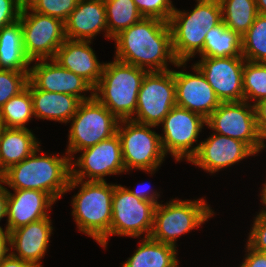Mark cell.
Returning <instances> with one entry per match:
<instances>
[{
	"label": "cell",
	"mask_w": 266,
	"mask_h": 267,
	"mask_svg": "<svg viewBox=\"0 0 266 267\" xmlns=\"http://www.w3.org/2000/svg\"><path fill=\"white\" fill-rule=\"evenodd\" d=\"M104 2L109 39H113L121 31L143 18L133 0H104Z\"/></svg>",
	"instance_id": "30"
},
{
	"label": "cell",
	"mask_w": 266,
	"mask_h": 267,
	"mask_svg": "<svg viewBox=\"0 0 266 267\" xmlns=\"http://www.w3.org/2000/svg\"><path fill=\"white\" fill-rule=\"evenodd\" d=\"M8 246L10 247L9 231L0 228V262L10 254Z\"/></svg>",
	"instance_id": "41"
},
{
	"label": "cell",
	"mask_w": 266,
	"mask_h": 267,
	"mask_svg": "<svg viewBox=\"0 0 266 267\" xmlns=\"http://www.w3.org/2000/svg\"><path fill=\"white\" fill-rule=\"evenodd\" d=\"M34 116L30 81L18 95L10 98L0 108V126L4 128H27L25 124Z\"/></svg>",
	"instance_id": "29"
},
{
	"label": "cell",
	"mask_w": 266,
	"mask_h": 267,
	"mask_svg": "<svg viewBox=\"0 0 266 267\" xmlns=\"http://www.w3.org/2000/svg\"><path fill=\"white\" fill-rule=\"evenodd\" d=\"M31 61L23 49L20 20L0 30V69L30 71Z\"/></svg>",
	"instance_id": "26"
},
{
	"label": "cell",
	"mask_w": 266,
	"mask_h": 267,
	"mask_svg": "<svg viewBox=\"0 0 266 267\" xmlns=\"http://www.w3.org/2000/svg\"><path fill=\"white\" fill-rule=\"evenodd\" d=\"M64 25L68 40L92 41L102 30L108 38L104 0H79Z\"/></svg>",
	"instance_id": "21"
},
{
	"label": "cell",
	"mask_w": 266,
	"mask_h": 267,
	"mask_svg": "<svg viewBox=\"0 0 266 267\" xmlns=\"http://www.w3.org/2000/svg\"><path fill=\"white\" fill-rule=\"evenodd\" d=\"M244 101L254 100L253 106L266 99V63L246 61L243 69Z\"/></svg>",
	"instance_id": "32"
},
{
	"label": "cell",
	"mask_w": 266,
	"mask_h": 267,
	"mask_svg": "<svg viewBox=\"0 0 266 267\" xmlns=\"http://www.w3.org/2000/svg\"><path fill=\"white\" fill-rule=\"evenodd\" d=\"M0 179V221L7 216V188H5ZM0 228H2L0 226Z\"/></svg>",
	"instance_id": "43"
},
{
	"label": "cell",
	"mask_w": 266,
	"mask_h": 267,
	"mask_svg": "<svg viewBox=\"0 0 266 267\" xmlns=\"http://www.w3.org/2000/svg\"><path fill=\"white\" fill-rule=\"evenodd\" d=\"M113 39L116 43L114 59L148 72L170 70L167 62L177 67L186 65L176 60L169 24L160 19L143 17Z\"/></svg>",
	"instance_id": "1"
},
{
	"label": "cell",
	"mask_w": 266,
	"mask_h": 267,
	"mask_svg": "<svg viewBox=\"0 0 266 267\" xmlns=\"http://www.w3.org/2000/svg\"><path fill=\"white\" fill-rule=\"evenodd\" d=\"M206 126L246 143L256 154L266 147L258 133L255 107L247 101L221 102L206 119Z\"/></svg>",
	"instance_id": "12"
},
{
	"label": "cell",
	"mask_w": 266,
	"mask_h": 267,
	"mask_svg": "<svg viewBox=\"0 0 266 267\" xmlns=\"http://www.w3.org/2000/svg\"><path fill=\"white\" fill-rule=\"evenodd\" d=\"M156 204L135 197L128 188L114 184L111 235L150 237Z\"/></svg>",
	"instance_id": "11"
},
{
	"label": "cell",
	"mask_w": 266,
	"mask_h": 267,
	"mask_svg": "<svg viewBox=\"0 0 266 267\" xmlns=\"http://www.w3.org/2000/svg\"><path fill=\"white\" fill-rule=\"evenodd\" d=\"M79 0H39L31 9L37 13L61 19L65 22Z\"/></svg>",
	"instance_id": "34"
},
{
	"label": "cell",
	"mask_w": 266,
	"mask_h": 267,
	"mask_svg": "<svg viewBox=\"0 0 266 267\" xmlns=\"http://www.w3.org/2000/svg\"><path fill=\"white\" fill-rule=\"evenodd\" d=\"M31 11L28 13V11ZM23 49L31 61L54 59L66 40L65 25L61 19L43 15L30 9L21 10Z\"/></svg>",
	"instance_id": "9"
},
{
	"label": "cell",
	"mask_w": 266,
	"mask_h": 267,
	"mask_svg": "<svg viewBox=\"0 0 266 267\" xmlns=\"http://www.w3.org/2000/svg\"><path fill=\"white\" fill-rule=\"evenodd\" d=\"M12 194L7 189V225L11 232L16 228L31 222L47 218L48 209L55 200L47 193L39 190H14Z\"/></svg>",
	"instance_id": "20"
},
{
	"label": "cell",
	"mask_w": 266,
	"mask_h": 267,
	"mask_svg": "<svg viewBox=\"0 0 266 267\" xmlns=\"http://www.w3.org/2000/svg\"><path fill=\"white\" fill-rule=\"evenodd\" d=\"M163 125V136L160 135L162 149L176 161L183 158L187 161L197 153L199 145L197 138L202 131L206 119L185 108L174 106L160 123Z\"/></svg>",
	"instance_id": "13"
},
{
	"label": "cell",
	"mask_w": 266,
	"mask_h": 267,
	"mask_svg": "<svg viewBox=\"0 0 266 267\" xmlns=\"http://www.w3.org/2000/svg\"><path fill=\"white\" fill-rule=\"evenodd\" d=\"M145 18H157L168 22L174 11L171 0H133Z\"/></svg>",
	"instance_id": "35"
},
{
	"label": "cell",
	"mask_w": 266,
	"mask_h": 267,
	"mask_svg": "<svg viewBox=\"0 0 266 267\" xmlns=\"http://www.w3.org/2000/svg\"><path fill=\"white\" fill-rule=\"evenodd\" d=\"M192 68L196 74L184 72V70L180 72L172 70L175 80L176 106L207 119L221 102L200 69L195 65Z\"/></svg>",
	"instance_id": "16"
},
{
	"label": "cell",
	"mask_w": 266,
	"mask_h": 267,
	"mask_svg": "<svg viewBox=\"0 0 266 267\" xmlns=\"http://www.w3.org/2000/svg\"><path fill=\"white\" fill-rule=\"evenodd\" d=\"M219 1L222 8V21L226 27L242 37L258 15L256 0Z\"/></svg>",
	"instance_id": "28"
},
{
	"label": "cell",
	"mask_w": 266,
	"mask_h": 267,
	"mask_svg": "<svg viewBox=\"0 0 266 267\" xmlns=\"http://www.w3.org/2000/svg\"><path fill=\"white\" fill-rule=\"evenodd\" d=\"M201 57H242V37L221 21L211 28L204 40Z\"/></svg>",
	"instance_id": "27"
},
{
	"label": "cell",
	"mask_w": 266,
	"mask_h": 267,
	"mask_svg": "<svg viewBox=\"0 0 266 267\" xmlns=\"http://www.w3.org/2000/svg\"><path fill=\"white\" fill-rule=\"evenodd\" d=\"M148 71L114 59L104 63L94 97L117 119L131 120L136 112L138 92Z\"/></svg>",
	"instance_id": "5"
},
{
	"label": "cell",
	"mask_w": 266,
	"mask_h": 267,
	"mask_svg": "<svg viewBox=\"0 0 266 267\" xmlns=\"http://www.w3.org/2000/svg\"><path fill=\"white\" fill-rule=\"evenodd\" d=\"M256 124L259 136L265 144L266 139V99L257 102L255 105Z\"/></svg>",
	"instance_id": "38"
},
{
	"label": "cell",
	"mask_w": 266,
	"mask_h": 267,
	"mask_svg": "<svg viewBox=\"0 0 266 267\" xmlns=\"http://www.w3.org/2000/svg\"><path fill=\"white\" fill-rule=\"evenodd\" d=\"M81 185L72 200V215L80 232L107 247L112 220L114 184L96 181L69 180L66 191Z\"/></svg>",
	"instance_id": "3"
},
{
	"label": "cell",
	"mask_w": 266,
	"mask_h": 267,
	"mask_svg": "<svg viewBox=\"0 0 266 267\" xmlns=\"http://www.w3.org/2000/svg\"><path fill=\"white\" fill-rule=\"evenodd\" d=\"M20 12L17 0H0V30L19 20Z\"/></svg>",
	"instance_id": "37"
},
{
	"label": "cell",
	"mask_w": 266,
	"mask_h": 267,
	"mask_svg": "<svg viewBox=\"0 0 266 267\" xmlns=\"http://www.w3.org/2000/svg\"><path fill=\"white\" fill-rule=\"evenodd\" d=\"M261 202L266 205V183L264 184L261 192Z\"/></svg>",
	"instance_id": "46"
},
{
	"label": "cell",
	"mask_w": 266,
	"mask_h": 267,
	"mask_svg": "<svg viewBox=\"0 0 266 267\" xmlns=\"http://www.w3.org/2000/svg\"><path fill=\"white\" fill-rule=\"evenodd\" d=\"M36 61L37 63L30 67L29 81L37 89L70 94L82 101L94 97V87L83 77L65 69L54 59H50L51 63H48L47 59ZM86 91H91L90 97L81 95Z\"/></svg>",
	"instance_id": "18"
},
{
	"label": "cell",
	"mask_w": 266,
	"mask_h": 267,
	"mask_svg": "<svg viewBox=\"0 0 266 267\" xmlns=\"http://www.w3.org/2000/svg\"><path fill=\"white\" fill-rule=\"evenodd\" d=\"M0 267H34L31 263L9 254L0 262Z\"/></svg>",
	"instance_id": "42"
},
{
	"label": "cell",
	"mask_w": 266,
	"mask_h": 267,
	"mask_svg": "<svg viewBox=\"0 0 266 267\" xmlns=\"http://www.w3.org/2000/svg\"><path fill=\"white\" fill-rule=\"evenodd\" d=\"M71 120L66 151L71 161L74 153L115 135L120 121L95 97L82 101Z\"/></svg>",
	"instance_id": "7"
},
{
	"label": "cell",
	"mask_w": 266,
	"mask_h": 267,
	"mask_svg": "<svg viewBox=\"0 0 266 267\" xmlns=\"http://www.w3.org/2000/svg\"><path fill=\"white\" fill-rule=\"evenodd\" d=\"M29 72L0 69V108L27 87Z\"/></svg>",
	"instance_id": "33"
},
{
	"label": "cell",
	"mask_w": 266,
	"mask_h": 267,
	"mask_svg": "<svg viewBox=\"0 0 266 267\" xmlns=\"http://www.w3.org/2000/svg\"><path fill=\"white\" fill-rule=\"evenodd\" d=\"M247 245L256 251L266 253V214L261 211L256 215Z\"/></svg>",
	"instance_id": "36"
},
{
	"label": "cell",
	"mask_w": 266,
	"mask_h": 267,
	"mask_svg": "<svg viewBox=\"0 0 266 267\" xmlns=\"http://www.w3.org/2000/svg\"><path fill=\"white\" fill-rule=\"evenodd\" d=\"M77 161H71V179L104 182L107 175L126 172L122 156L121 140L116 133L96 145L85 148ZM78 166L79 169H75Z\"/></svg>",
	"instance_id": "14"
},
{
	"label": "cell",
	"mask_w": 266,
	"mask_h": 267,
	"mask_svg": "<svg viewBox=\"0 0 266 267\" xmlns=\"http://www.w3.org/2000/svg\"><path fill=\"white\" fill-rule=\"evenodd\" d=\"M150 127L156 126L133 120L119 121L117 134L121 140L126 172L138 169L152 174L164 161L165 153L161 146L160 135Z\"/></svg>",
	"instance_id": "8"
},
{
	"label": "cell",
	"mask_w": 266,
	"mask_h": 267,
	"mask_svg": "<svg viewBox=\"0 0 266 267\" xmlns=\"http://www.w3.org/2000/svg\"><path fill=\"white\" fill-rule=\"evenodd\" d=\"M90 44L91 41L66 39L54 60L95 87L101 79L104 63H99Z\"/></svg>",
	"instance_id": "22"
},
{
	"label": "cell",
	"mask_w": 266,
	"mask_h": 267,
	"mask_svg": "<svg viewBox=\"0 0 266 267\" xmlns=\"http://www.w3.org/2000/svg\"><path fill=\"white\" fill-rule=\"evenodd\" d=\"M258 14L266 15V0H256Z\"/></svg>",
	"instance_id": "45"
},
{
	"label": "cell",
	"mask_w": 266,
	"mask_h": 267,
	"mask_svg": "<svg viewBox=\"0 0 266 267\" xmlns=\"http://www.w3.org/2000/svg\"><path fill=\"white\" fill-rule=\"evenodd\" d=\"M177 247L144 237L132 257L122 267H179Z\"/></svg>",
	"instance_id": "25"
},
{
	"label": "cell",
	"mask_w": 266,
	"mask_h": 267,
	"mask_svg": "<svg viewBox=\"0 0 266 267\" xmlns=\"http://www.w3.org/2000/svg\"><path fill=\"white\" fill-rule=\"evenodd\" d=\"M38 147L20 163L10 166L0 179L13 190H39L58 200L68 187L71 178V159L67 155L37 156Z\"/></svg>",
	"instance_id": "2"
},
{
	"label": "cell",
	"mask_w": 266,
	"mask_h": 267,
	"mask_svg": "<svg viewBox=\"0 0 266 267\" xmlns=\"http://www.w3.org/2000/svg\"><path fill=\"white\" fill-rule=\"evenodd\" d=\"M149 187H148V184L143 185V183H142V185H139L137 187V190L128 189V191L131 192L135 197H138L142 200H146V201H149V202H152V203L158 205L159 202H157V200H158L157 198H159L160 195L155 191H152V190L149 191V189H150Z\"/></svg>",
	"instance_id": "40"
},
{
	"label": "cell",
	"mask_w": 266,
	"mask_h": 267,
	"mask_svg": "<svg viewBox=\"0 0 266 267\" xmlns=\"http://www.w3.org/2000/svg\"><path fill=\"white\" fill-rule=\"evenodd\" d=\"M40 145L28 128L0 126V177L10 166L30 156Z\"/></svg>",
	"instance_id": "24"
},
{
	"label": "cell",
	"mask_w": 266,
	"mask_h": 267,
	"mask_svg": "<svg viewBox=\"0 0 266 267\" xmlns=\"http://www.w3.org/2000/svg\"><path fill=\"white\" fill-rule=\"evenodd\" d=\"M243 57H201L194 64L206 77L220 102L244 101Z\"/></svg>",
	"instance_id": "15"
},
{
	"label": "cell",
	"mask_w": 266,
	"mask_h": 267,
	"mask_svg": "<svg viewBox=\"0 0 266 267\" xmlns=\"http://www.w3.org/2000/svg\"><path fill=\"white\" fill-rule=\"evenodd\" d=\"M213 214L204 198L194 201L173 199L165 205L159 203L155 208L150 237L176 247L179 236L199 227Z\"/></svg>",
	"instance_id": "6"
},
{
	"label": "cell",
	"mask_w": 266,
	"mask_h": 267,
	"mask_svg": "<svg viewBox=\"0 0 266 267\" xmlns=\"http://www.w3.org/2000/svg\"><path fill=\"white\" fill-rule=\"evenodd\" d=\"M195 8L182 12L174 8L168 24L171 30L172 49L178 62H187L204 47L207 32L222 21L219 0H196Z\"/></svg>",
	"instance_id": "4"
},
{
	"label": "cell",
	"mask_w": 266,
	"mask_h": 267,
	"mask_svg": "<svg viewBox=\"0 0 266 267\" xmlns=\"http://www.w3.org/2000/svg\"><path fill=\"white\" fill-rule=\"evenodd\" d=\"M33 113L36 118L67 123L82 100L76 96L37 89L30 82Z\"/></svg>",
	"instance_id": "23"
},
{
	"label": "cell",
	"mask_w": 266,
	"mask_h": 267,
	"mask_svg": "<svg viewBox=\"0 0 266 267\" xmlns=\"http://www.w3.org/2000/svg\"><path fill=\"white\" fill-rule=\"evenodd\" d=\"M242 57L246 61L266 63V15L258 14L242 36Z\"/></svg>",
	"instance_id": "31"
},
{
	"label": "cell",
	"mask_w": 266,
	"mask_h": 267,
	"mask_svg": "<svg viewBox=\"0 0 266 267\" xmlns=\"http://www.w3.org/2000/svg\"><path fill=\"white\" fill-rule=\"evenodd\" d=\"M198 145L197 153L189 162L211 174L256 154L246 143L218 133Z\"/></svg>",
	"instance_id": "17"
},
{
	"label": "cell",
	"mask_w": 266,
	"mask_h": 267,
	"mask_svg": "<svg viewBox=\"0 0 266 267\" xmlns=\"http://www.w3.org/2000/svg\"><path fill=\"white\" fill-rule=\"evenodd\" d=\"M39 0H17L21 10L30 9Z\"/></svg>",
	"instance_id": "44"
},
{
	"label": "cell",
	"mask_w": 266,
	"mask_h": 267,
	"mask_svg": "<svg viewBox=\"0 0 266 267\" xmlns=\"http://www.w3.org/2000/svg\"><path fill=\"white\" fill-rule=\"evenodd\" d=\"M245 260L241 263L240 267H266V253H262L251 249L246 245Z\"/></svg>",
	"instance_id": "39"
},
{
	"label": "cell",
	"mask_w": 266,
	"mask_h": 267,
	"mask_svg": "<svg viewBox=\"0 0 266 267\" xmlns=\"http://www.w3.org/2000/svg\"><path fill=\"white\" fill-rule=\"evenodd\" d=\"M176 106L175 80L172 70L147 72L138 92L135 118L131 120L159 126Z\"/></svg>",
	"instance_id": "10"
},
{
	"label": "cell",
	"mask_w": 266,
	"mask_h": 267,
	"mask_svg": "<svg viewBox=\"0 0 266 267\" xmlns=\"http://www.w3.org/2000/svg\"><path fill=\"white\" fill-rule=\"evenodd\" d=\"M49 217L28 225L21 226L9 232L10 254L16 258L31 263L34 267H42L41 259L47 252L53 227Z\"/></svg>",
	"instance_id": "19"
}]
</instances>
